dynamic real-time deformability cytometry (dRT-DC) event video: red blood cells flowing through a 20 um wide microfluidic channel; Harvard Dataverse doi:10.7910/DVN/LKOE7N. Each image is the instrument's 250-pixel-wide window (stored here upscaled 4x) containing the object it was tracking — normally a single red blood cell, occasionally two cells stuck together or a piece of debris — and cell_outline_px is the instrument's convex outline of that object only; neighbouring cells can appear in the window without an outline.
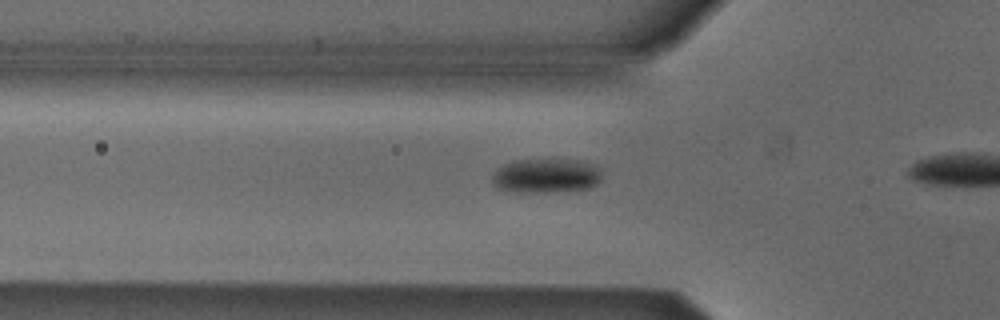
{"species": "Egyptian fruit bat (a non-hibernating species)", "species_latin": "Rousettus aegyptiacus", "temperature_condition": "cold", "stored_images_in_passage": 23, "camera_frame_rate_fps": 3000, "um_per_image_px": 0.085, "animal": {"sex": "male"}, "frame": {"image": 1, "passage_image": 11, "time_ms": 3.333, "image_size_px": [1000, 320], "cell_outline_px": [[600, 180], [596, 184], [588, 188], [548, 192], [516, 192], [500, 188], [492, 184], [492, 176], [504, 164], [512, 160], [584, 160], [592, 164], [600, 172]], "centroid_in_image_um": [46.4, 14.94], "position_along_channel_um": 79.4, "area_um2": 21.62}}
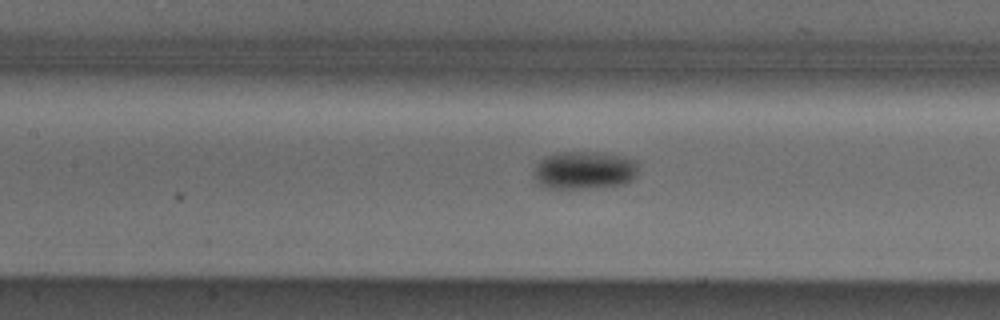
{"frame": {"image": 2, "passage_image": 17, "time_ms": 5.333, "image_size_px": [1000, 320], "cell_outline_px": [[640, 168], [636, 176], [632, 180], [624, 184], [584, 188], [544, 188], [536, 180], [532, 172], [536, 164], [544, 156], [556, 152], [600, 152], [624, 156], [636, 160], [640, 164]], "centroid_in_image_um": [49.69, 14.45], "position_along_channel_um": 157.7, "area_um2": 23.58}}
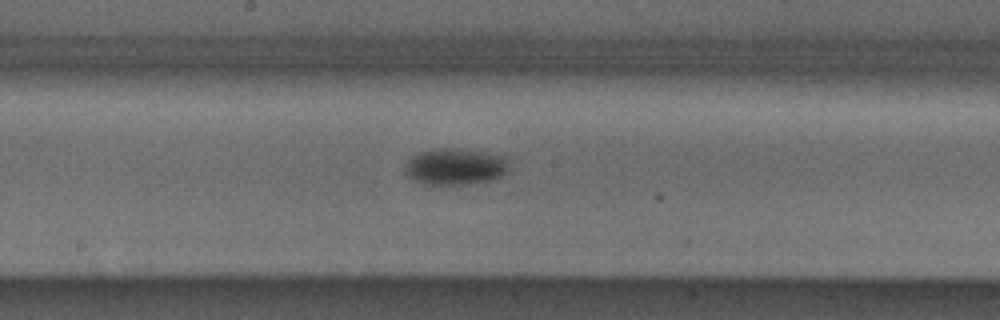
{"frame": {"image": 3, "passage_image": 21, "time_ms": 6.667, "image_size_px": [1000, 320], "cell_outline_px": [[504, 172], [496, 180], [468, 184], [420, 184], [412, 180], [404, 172], [404, 164], [412, 156], [420, 152], [440, 148], [452, 148], [480, 152], [504, 156]], "centroid_in_image_um": [38.58, 14.18], "position_along_channel_um": 209.6, "area_um2": 21.79}}